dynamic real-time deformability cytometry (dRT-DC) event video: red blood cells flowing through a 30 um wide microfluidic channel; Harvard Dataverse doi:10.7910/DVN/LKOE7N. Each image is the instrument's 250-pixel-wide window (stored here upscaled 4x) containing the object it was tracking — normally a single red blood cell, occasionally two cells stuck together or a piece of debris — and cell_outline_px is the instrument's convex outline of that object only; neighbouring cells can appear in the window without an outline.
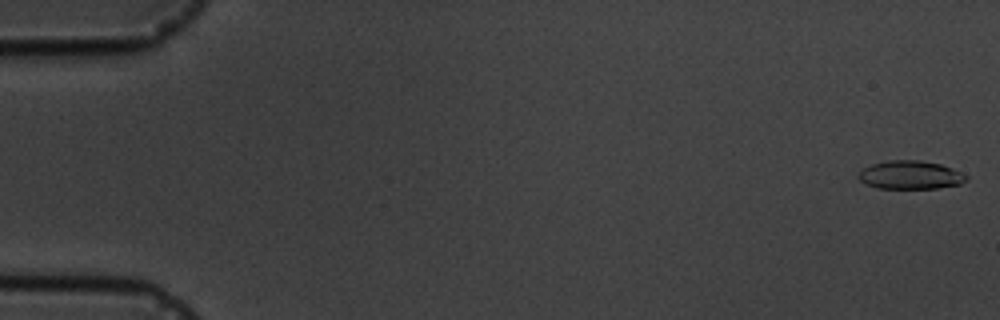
{"species": "common noctule bat (a hibernating species)", "species_latin": "Nyctalus noctula", "temperature_condition": "cold", "stored_images_in_passage": 6, "camera_frame_rate_fps": 3000, "um_per_image_px": 0.085, "animal": {"sex": "male", "body_mass_g": 19.5, "forearm_length_mm": 54.6}, "frame": {"image": 1, "passage_image": 1, "time_ms": 0.0, "image_size_px": [1000, 320], "cell_outline_px": [[968, 180], [960, 184], [936, 188], [876, 188], [860, 180], [856, 176], [864, 168], [872, 164], [888, 160], [920, 160], [940, 164], [952, 168], [968, 176]], "centroid_in_image_um": [77.39, 14.87], "position_along_channel_um": 7.6, "area_um2": 17.74}}